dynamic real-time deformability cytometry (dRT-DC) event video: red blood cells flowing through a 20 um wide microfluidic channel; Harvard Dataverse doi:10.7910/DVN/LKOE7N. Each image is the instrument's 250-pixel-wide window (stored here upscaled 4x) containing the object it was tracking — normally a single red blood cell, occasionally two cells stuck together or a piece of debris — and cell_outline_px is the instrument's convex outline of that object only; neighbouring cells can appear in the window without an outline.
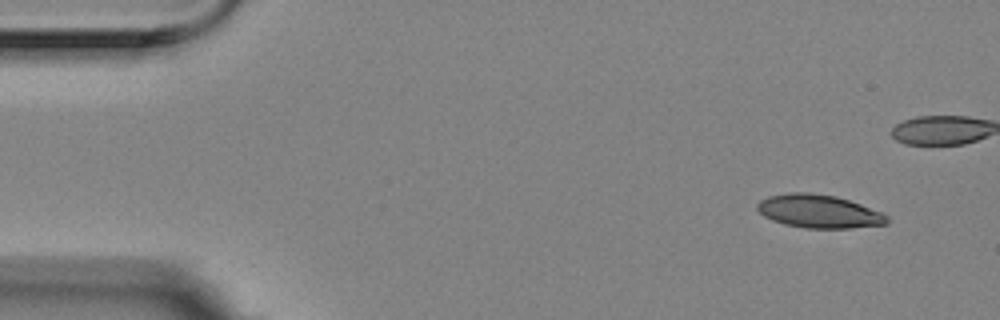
{"species": "Egyptian fruit bat (a non-hibernating species)", "species_latin": "Rousettus aegyptiacus", "temperature_condition": "room temperature", "stored_images_in_passage": 5, "camera_frame_rate_fps": 3000, "um_per_image_px": 0.085, "animal": {"sex": "female"}, "frame": {"image": 1, "passage_image": 1, "time_ms": 0.0, "image_size_px": [1000, 320], "cell_outline_px": [[888, 224], [848, 228], [804, 228], [784, 224], [772, 220], [764, 216], [756, 208], [756, 204], [760, 200], [768, 196], [788, 192], [808, 192], [836, 196], [860, 204], [880, 212], [888, 216]], "centroid_in_image_um": [69.57, 17.96], "position_along_channel_um": 15.4, "area_um2": 25.14}}